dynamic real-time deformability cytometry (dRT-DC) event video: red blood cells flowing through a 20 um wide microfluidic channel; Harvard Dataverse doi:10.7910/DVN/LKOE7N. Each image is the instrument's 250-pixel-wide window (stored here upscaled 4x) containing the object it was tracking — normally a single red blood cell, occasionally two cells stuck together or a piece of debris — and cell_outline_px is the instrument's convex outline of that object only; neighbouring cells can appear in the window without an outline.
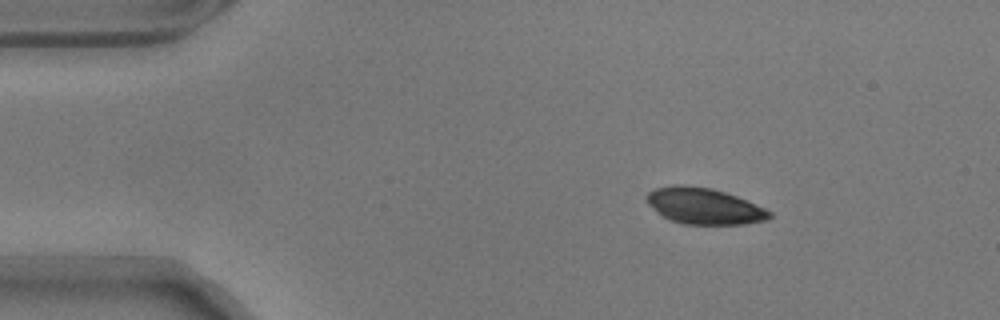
{"species": "common noctule bat (a hibernating species)", "species_latin": "Nyctalus noctula", "temperature_condition": "warm", "stored_images_in_passage": 49, "camera_frame_rate_fps": 3000, "um_per_image_px": 0.085, "animal": {"sex": "male", "body_mass_g": 17.9}, "frame": {"image": 1, "passage_image": 1, "time_ms": 0.0, "image_size_px": [1000, 320], "cell_outline_px": [[772, 216], [768, 220], [744, 224], [684, 224], [672, 220], [656, 212], [648, 204], [644, 196], [648, 192], [656, 188], [676, 184], [712, 188], [736, 196], [764, 208], [772, 212]], "centroid_in_image_um": [59.83, 17.51], "position_along_channel_um": 25.2, "area_um2": 25.78}}
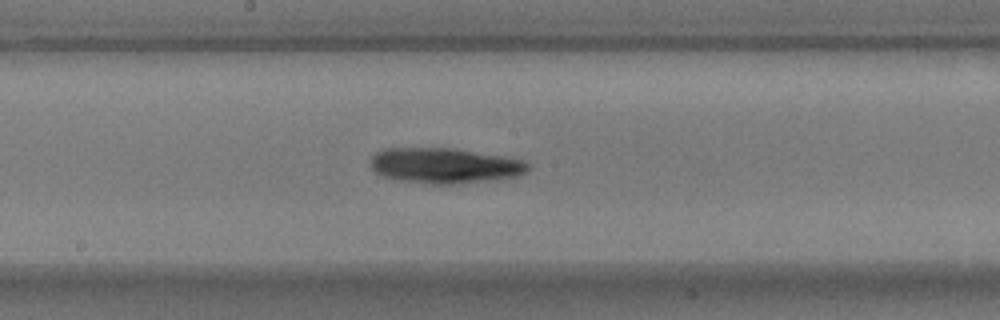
{"frame": {"image": 2, "passage_image": 22, "time_ms": 7.0, "image_size_px": [1000, 320], "cell_outline_px": [[532, 168], [528, 172], [520, 176], [488, 180], [452, 184], [432, 184], [400, 180], [384, 176], [376, 172], [372, 168], [372, 156], [376, 152], [384, 148], [452, 148], [512, 156], [524, 160], [532, 164]], "centroid_in_image_um": [37.92, 14.06], "position_along_channel_um": 210.3, "area_um2": 32.89}}
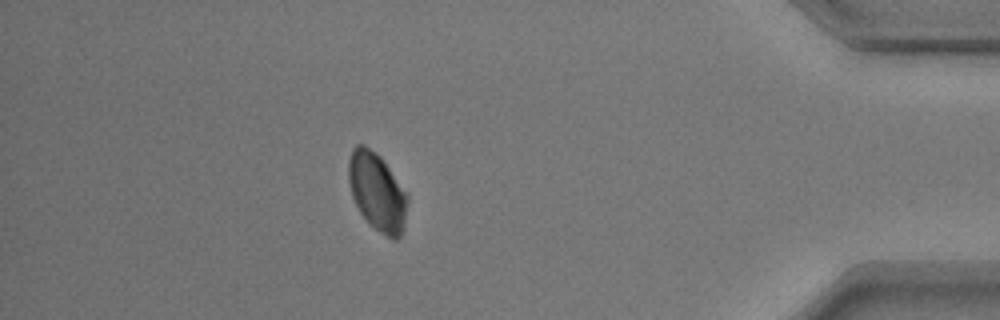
{"frame": {"image": 3, "passage_image": 42, "time_ms": 13.667, "image_size_px": [1000, 320], "cell_outline_px": [[408, 204], [400, 236], [396, 240], [392, 240], [368, 224], [360, 212], [352, 196], [348, 180], [348, 160], [352, 148], [356, 144], [364, 144], [376, 152], [380, 156], [408, 196]], "centroid_in_image_um": [32.02, 16.29], "position_along_channel_um": 403.2, "area_um2": 26.7}}